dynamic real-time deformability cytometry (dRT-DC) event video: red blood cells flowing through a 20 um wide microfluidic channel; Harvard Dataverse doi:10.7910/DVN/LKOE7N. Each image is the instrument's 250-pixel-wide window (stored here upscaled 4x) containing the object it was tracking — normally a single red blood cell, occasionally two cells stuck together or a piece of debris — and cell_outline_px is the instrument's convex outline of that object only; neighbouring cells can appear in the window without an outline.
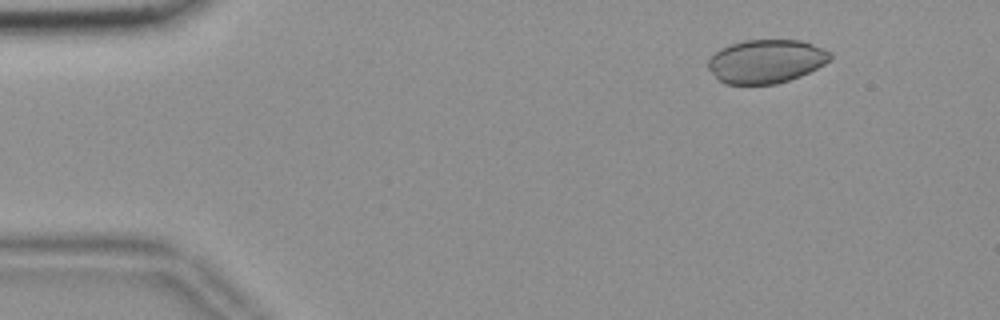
{"species": "common noctule bat (a hibernating species)", "species_latin": "Nyctalus noctula", "temperature_condition": "room temperature", "stored_images_in_passage": 56, "camera_frame_rate_fps": 3000, "um_per_image_px": 0.085, "animal": {"sex": "female", "body_mass_g": 18.4}, "frame": {"image": 1, "passage_image": 7, "time_ms": 2.0, "image_size_px": [1000, 320], "cell_outline_px": [[832, 56], [824, 64], [800, 76], [776, 84], [724, 84], [708, 68], [708, 60], [720, 48], [744, 40], [800, 40], [824, 48], [832, 52]], "centroid_in_image_um": [65.13, 5.2], "position_along_channel_um": 19.9, "area_um2": 30.81}}
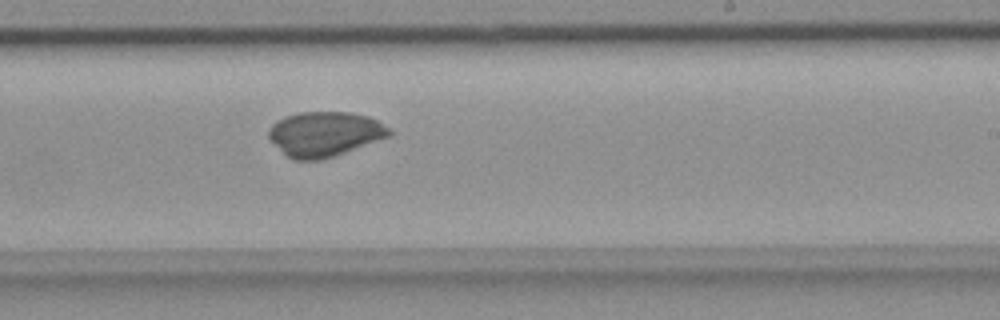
{"frame": {"image": 2, "passage_image": 34, "time_ms": 11.0, "image_size_px": [1000, 320], "cell_outline_px": [[392, 132], [388, 136], [344, 152], [320, 160], [292, 160], [268, 136], [268, 128], [276, 120], [284, 116], [296, 112], [348, 112], [368, 116], [376, 120], [388, 128]], "centroid_in_image_um": [27.55, 11.37], "position_along_channel_um": 261.5, "area_um2": 30.98}}
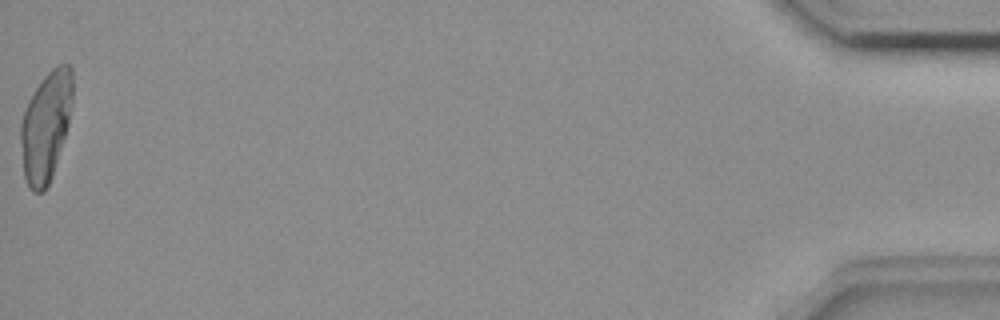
{"frame": {"image": 3, "passage_image": 56, "time_ms": 18.333, "image_size_px": [1000, 320], "cell_outline_px": [[72, 100], [68, 124], [52, 176], [44, 192], [32, 192], [24, 176], [20, 140], [20, 124], [28, 100], [44, 76], [56, 64], [68, 64], [72, 68]], "centroid_in_image_um": [3.89, 10.72], "position_along_channel_um": 431.3, "area_um2": 32.89}}